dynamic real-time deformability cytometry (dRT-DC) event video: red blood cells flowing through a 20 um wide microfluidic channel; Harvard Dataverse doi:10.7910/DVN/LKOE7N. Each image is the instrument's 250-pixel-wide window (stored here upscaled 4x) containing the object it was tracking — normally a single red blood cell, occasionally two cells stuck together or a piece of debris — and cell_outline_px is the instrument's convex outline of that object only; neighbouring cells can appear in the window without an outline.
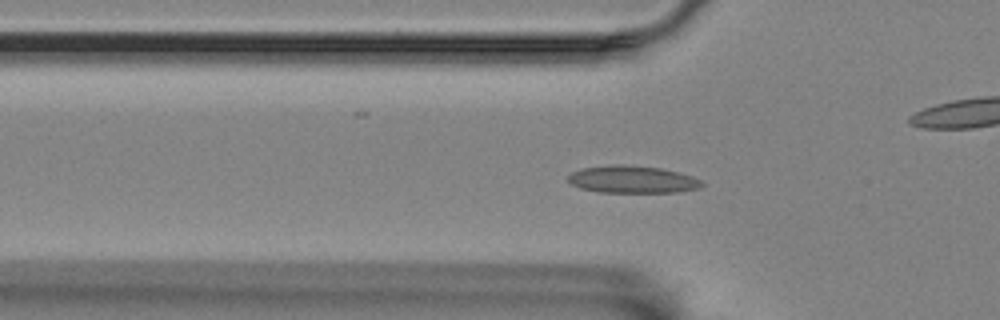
{"species": "Egyptian fruit bat (a non-hibernating species)", "species_latin": "Rousettus aegyptiacus", "temperature_condition": "room temperature", "stored_images_in_passage": 57, "camera_frame_rate_fps": 3000, "um_per_image_px": 0.085, "animal": {"sex": "female"}, "frame": {"image": 1, "passage_image": 18, "time_ms": 5.667, "image_size_px": [1000, 320], "cell_outline_px": [[704, 184], [700, 188], [676, 192], [596, 192], [580, 188], [572, 184], [568, 180], [568, 176], [572, 172], [584, 168], [616, 164], [620, 164], [660, 168], [692, 176], [700, 180]], "centroid_in_image_um": [53.74, 15.26], "position_along_channel_um": 72.1, "area_um2": 21.1}}
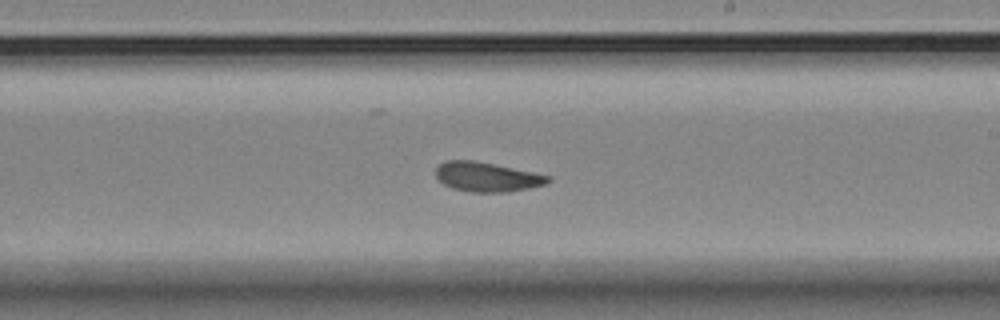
{"frame": {"image": 2, "passage_image": 33, "time_ms": 10.667, "image_size_px": [1000, 320], "cell_outline_px": [[552, 180], [548, 184], [508, 192], [468, 192], [452, 188], [444, 184], [436, 176], [436, 168], [440, 164], [448, 160], [472, 160], [552, 176]], "centroid_in_image_um": [41.41, 15.05], "position_along_channel_um": 247.6, "area_um2": 19.19}}
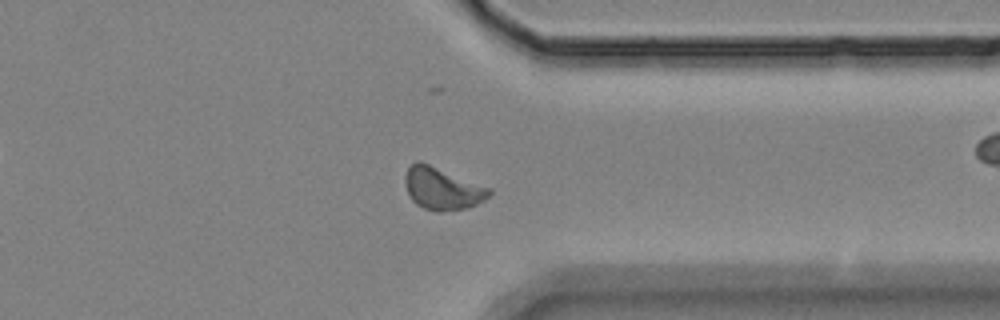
{"frame": {"image": 3, "passage_image": 44, "time_ms": 14.333, "image_size_px": [1000, 320], "cell_outline_px": [[492, 192], [484, 200], [468, 208], [436, 212], [424, 208], [416, 204], [412, 200], [408, 192], [404, 180], [404, 176], [408, 168], [416, 160], [420, 160], [492, 188]], "centroid_in_image_um": [37.6, 16.01], "position_along_channel_um": 373.8, "area_um2": 20.87}, "authors_computed_cell_mechanics": {"area_um2": 19.363, "velocity_mm_per_s": 3.496, "shape_relaxation_time_tau1_ms": 5.934, "shape_relaxation_time_tau2_ms": 0.6905, "deformation_change_tau1": 0.1374, "deformation_change_tau2": 0.0639}}